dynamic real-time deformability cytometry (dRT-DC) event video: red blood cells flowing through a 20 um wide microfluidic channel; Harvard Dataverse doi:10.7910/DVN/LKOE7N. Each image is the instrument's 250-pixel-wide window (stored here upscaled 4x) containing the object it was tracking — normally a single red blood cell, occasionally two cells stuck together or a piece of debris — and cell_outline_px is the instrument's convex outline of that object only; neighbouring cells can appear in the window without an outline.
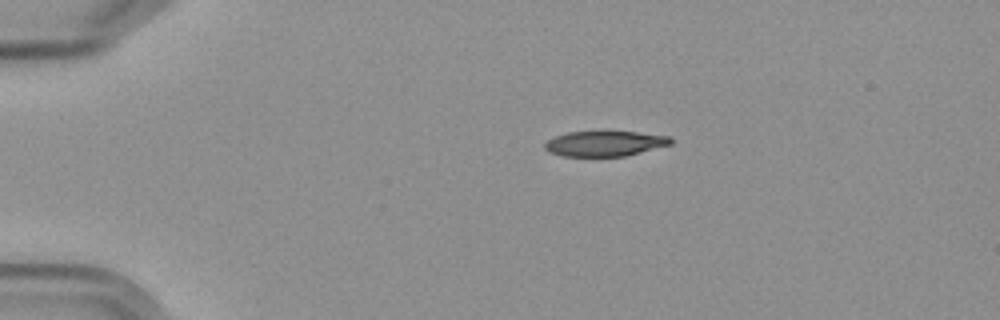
{"species": "Egyptian fruit bat (a non-hibernating species)", "species_latin": "Rousettus aegyptiacus", "temperature_condition": "cold", "stored_images_in_passage": 2, "camera_frame_rate_fps": 3000, "um_per_image_px": 0.085, "frame": {"image": 1, "passage_image": 1, "time_ms": 0.0, "image_size_px": [1000, 320], "cell_outline_px": [[672, 144], [624, 156], [564, 156], [548, 152], [544, 148], [544, 144], [548, 140], [556, 136], [568, 132], [636, 132], [668, 136], [672, 140]], "centroid_in_image_um": [51.38, 12.21], "position_along_channel_um": 33.6, "area_um2": 18.26}}